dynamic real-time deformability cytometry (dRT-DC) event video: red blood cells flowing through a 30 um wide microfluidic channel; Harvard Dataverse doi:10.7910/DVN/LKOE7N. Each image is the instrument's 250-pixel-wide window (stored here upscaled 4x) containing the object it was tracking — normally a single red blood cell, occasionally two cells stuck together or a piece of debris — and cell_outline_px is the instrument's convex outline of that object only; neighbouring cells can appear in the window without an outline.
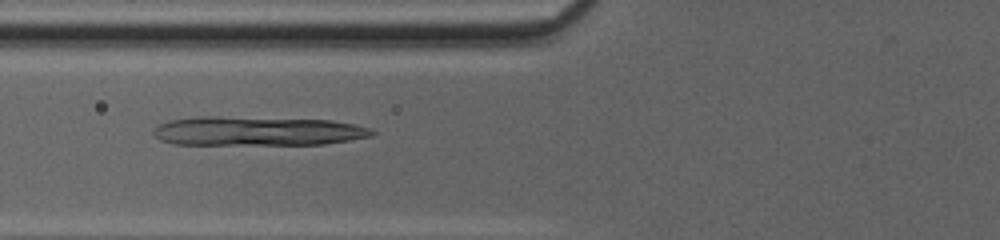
{"species": "common noctule bat (a hibernating species)", "species_latin": "Nyctalus noctula", "temperature_condition": "cold", "stored_images_in_passage": 51, "camera_frame_rate_fps": 3000, "um_per_image_px": 0.085, "animal": {"sex": "female", "body_mass_g": 20.0, "forearm_length_mm": 54.0}, "frame": {"image": 1, "passage_image": 22, "time_ms": 7.0, "image_size_px": [1000, 240], "cell_outline_px": [[376, 132], [372, 136], [352, 140], [324, 144], [172, 144], [160, 140], [152, 132], [160, 124], [168, 120], [196, 116], [216, 116], [332, 120], [356, 124], [368, 128]], "centroid_in_image_um": [21.88, 11.13], "position_along_channel_um": 103.9, "area_um2": 37.28}}
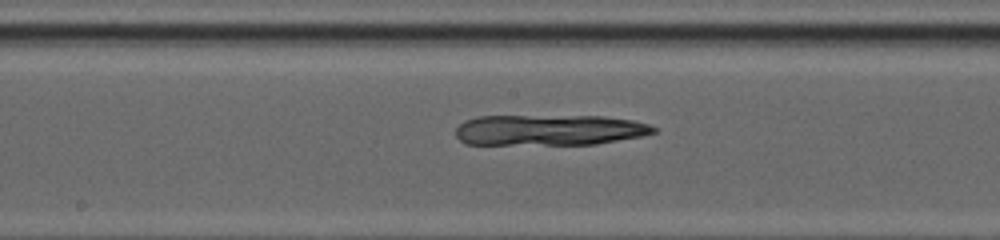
{"frame": {"image": 2, "passage_image": 29, "time_ms": 9.333, "image_size_px": [1000, 240], "cell_outline_px": [[656, 132], [640, 136], [596, 144], [464, 144], [456, 136], [456, 128], [464, 120], [476, 116], [604, 116], [632, 120], [648, 124], [656, 128]], "centroid_in_image_um": [46.65, 11.04], "position_along_channel_um": 201.5, "area_um2": 35.49}}
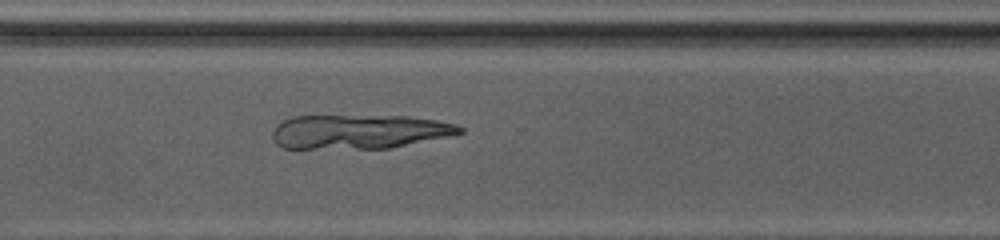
{"frame": {"image": 3, "passage_image": 39, "time_ms": 12.667, "image_size_px": [1000, 240], "cell_outline_px": [[464, 132], [448, 136], [392, 148], [284, 148], [276, 144], [272, 136], [272, 132], [276, 124], [292, 116], [408, 116], [436, 120], [456, 124], [464, 128]], "centroid_in_image_um": [30.52, 11.19], "position_along_channel_um": 340.1, "area_um2": 37.34}}